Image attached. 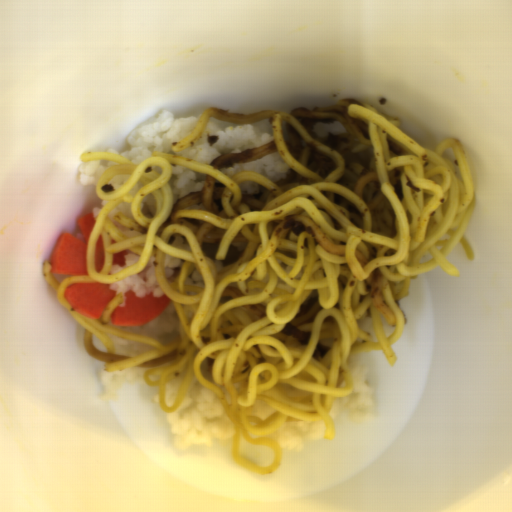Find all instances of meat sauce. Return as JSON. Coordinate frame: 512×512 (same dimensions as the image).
<instances>
[{
  "mask_svg": "<svg viewBox=\"0 0 512 512\" xmlns=\"http://www.w3.org/2000/svg\"><path fill=\"white\" fill-rule=\"evenodd\" d=\"M351 104L364 107L363 104L351 98L343 99L330 107L308 109L304 106L292 108L290 115L309 133L313 131L317 123L331 125L334 122H341L346 131L354 136L361 133L364 123L349 115L348 110Z\"/></svg>",
  "mask_w": 512,
  "mask_h": 512,
  "instance_id": "1",
  "label": "meat sauce"
},
{
  "mask_svg": "<svg viewBox=\"0 0 512 512\" xmlns=\"http://www.w3.org/2000/svg\"><path fill=\"white\" fill-rule=\"evenodd\" d=\"M252 156L251 149L239 152L222 153L212 160L210 166L215 169H229L237 164L247 162Z\"/></svg>",
  "mask_w": 512,
  "mask_h": 512,
  "instance_id": "2",
  "label": "meat sauce"
},
{
  "mask_svg": "<svg viewBox=\"0 0 512 512\" xmlns=\"http://www.w3.org/2000/svg\"><path fill=\"white\" fill-rule=\"evenodd\" d=\"M284 137L288 152L298 159L303 151L304 138L301 137L296 128L288 122H285Z\"/></svg>",
  "mask_w": 512,
  "mask_h": 512,
  "instance_id": "3",
  "label": "meat sauce"
},
{
  "mask_svg": "<svg viewBox=\"0 0 512 512\" xmlns=\"http://www.w3.org/2000/svg\"><path fill=\"white\" fill-rule=\"evenodd\" d=\"M281 334L289 336L291 338L296 339L298 345L305 346L310 341V333L309 331H303L293 325L291 322L286 323L285 326L280 330Z\"/></svg>",
  "mask_w": 512,
  "mask_h": 512,
  "instance_id": "4",
  "label": "meat sauce"
},
{
  "mask_svg": "<svg viewBox=\"0 0 512 512\" xmlns=\"http://www.w3.org/2000/svg\"><path fill=\"white\" fill-rule=\"evenodd\" d=\"M333 199H334V205L344 208L350 214H353L360 218H363V213L358 208V206L356 204H354L353 202H351L350 200H348L347 198H345L344 196H342L341 194H339V193L334 194Z\"/></svg>",
  "mask_w": 512,
  "mask_h": 512,
  "instance_id": "5",
  "label": "meat sauce"
},
{
  "mask_svg": "<svg viewBox=\"0 0 512 512\" xmlns=\"http://www.w3.org/2000/svg\"><path fill=\"white\" fill-rule=\"evenodd\" d=\"M403 174V169L401 166H396L390 173V179L392 181L394 192L399 199L400 202H403V191L401 187L400 177Z\"/></svg>",
  "mask_w": 512,
  "mask_h": 512,
  "instance_id": "6",
  "label": "meat sauce"
},
{
  "mask_svg": "<svg viewBox=\"0 0 512 512\" xmlns=\"http://www.w3.org/2000/svg\"><path fill=\"white\" fill-rule=\"evenodd\" d=\"M225 190V184L221 182L213 183V194H212V202L216 209V211L221 212L223 210V205L221 201V197Z\"/></svg>",
  "mask_w": 512,
  "mask_h": 512,
  "instance_id": "7",
  "label": "meat sauce"
},
{
  "mask_svg": "<svg viewBox=\"0 0 512 512\" xmlns=\"http://www.w3.org/2000/svg\"><path fill=\"white\" fill-rule=\"evenodd\" d=\"M350 143L349 139L345 137H341L338 135H334L329 132L327 138H326V146L328 148H331L333 150H337L343 145H348Z\"/></svg>",
  "mask_w": 512,
  "mask_h": 512,
  "instance_id": "8",
  "label": "meat sauce"
},
{
  "mask_svg": "<svg viewBox=\"0 0 512 512\" xmlns=\"http://www.w3.org/2000/svg\"><path fill=\"white\" fill-rule=\"evenodd\" d=\"M244 249H238L235 246H231L228 248L224 260L222 262V266H228L229 264L235 262L236 260L240 259Z\"/></svg>",
  "mask_w": 512,
  "mask_h": 512,
  "instance_id": "9",
  "label": "meat sauce"
},
{
  "mask_svg": "<svg viewBox=\"0 0 512 512\" xmlns=\"http://www.w3.org/2000/svg\"><path fill=\"white\" fill-rule=\"evenodd\" d=\"M305 226L296 219H288L283 225V230L291 231L295 236H299L300 233L305 231Z\"/></svg>",
  "mask_w": 512,
  "mask_h": 512,
  "instance_id": "10",
  "label": "meat sauce"
},
{
  "mask_svg": "<svg viewBox=\"0 0 512 512\" xmlns=\"http://www.w3.org/2000/svg\"><path fill=\"white\" fill-rule=\"evenodd\" d=\"M319 303L317 297L305 299L302 305L299 308V311L296 316H304L307 315L317 304Z\"/></svg>",
  "mask_w": 512,
  "mask_h": 512,
  "instance_id": "11",
  "label": "meat sauce"
},
{
  "mask_svg": "<svg viewBox=\"0 0 512 512\" xmlns=\"http://www.w3.org/2000/svg\"><path fill=\"white\" fill-rule=\"evenodd\" d=\"M331 347L325 346L323 342H318L316 344V349L312 355L313 360L321 361L328 353Z\"/></svg>",
  "mask_w": 512,
  "mask_h": 512,
  "instance_id": "12",
  "label": "meat sauce"
},
{
  "mask_svg": "<svg viewBox=\"0 0 512 512\" xmlns=\"http://www.w3.org/2000/svg\"><path fill=\"white\" fill-rule=\"evenodd\" d=\"M388 150L393 154V155H403L406 150L404 147H402L401 145H399L398 143L394 142L393 140L389 139L388 138Z\"/></svg>",
  "mask_w": 512,
  "mask_h": 512,
  "instance_id": "13",
  "label": "meat sauce"
},
{
  "mask_svg": "<svg viewBox=\"0 0 512 512\" xmlns=\"http://www.w3.org/2000/svg\"><path fill=\"white\" fill-rule=\"evenodd\" d=\"M102 193H113L115 191L114 187L109 183L100 188Z\"/></svg>",
  "mask_w": 512,
  "mask_h": 512,
  "instance_id": "14",
  "label": "meat sauce"
},
{
  "mask_svg": "<svg viewBox=\"0 0 512 512\" xmlns=\"http://www.w3.org/2000/svg\"><path fill=\"white\" fill-rule=\"evenodd\" d=\"M219 137H215V136H212V135H208L207 136V143L209 145V147H213L214 144L216 143V141L218 140Z\"/></svg>",
  "mask_w": 512,
  "mask_h": 512,
  "instance_id": "15",
  "label": "meat sauce"
},
{
  "mask_svg": "<svg viewBox=\"0 0 512 512\" xmlns=\"http://www.w3.org/2000/svg\"><path fill=\"white\" fill-rule=\"evenodd\" d=\"M406 186H408L409 188L415 190L416 192H419L420 189L416 188L415 186L412 185L411 181H410V178L407 176L406 178Z\"/></svg>",
  "mask_w": 512,
  "mask_h": 512,
  "instance_id": "16",
  "label": "meat sauce"
}]
</instances>
